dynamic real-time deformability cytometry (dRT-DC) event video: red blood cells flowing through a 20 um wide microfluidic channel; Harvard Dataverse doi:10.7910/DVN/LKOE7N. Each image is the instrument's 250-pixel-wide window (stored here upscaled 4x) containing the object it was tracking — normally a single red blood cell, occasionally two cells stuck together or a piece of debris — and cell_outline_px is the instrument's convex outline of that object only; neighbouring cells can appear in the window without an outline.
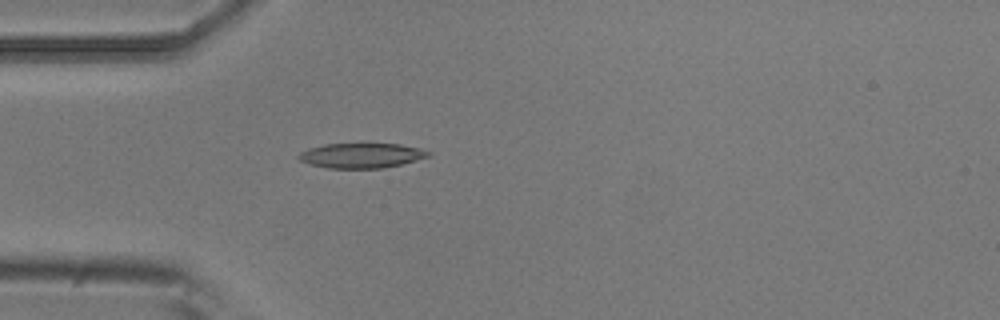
{"species": "common noctule bat (a hibernating species)", "species_latin": "Nyctalus noctula", "temperature_condition": "room temperature", "stored_images_in_passage": 2, "camera_frame_rate_fps": 3000, "um_per_image_px": 0.085, "animal": {"sex": "male", "body_mass_g": 20.5, "forearm_length_mm": 52.5}, "frame": {"image": 1, "passage_image": 2, "time_ms": 0.333, "image_size_px": [1000, 320], "cell_outline_px": [[432, 156], [384, 168], [328, 168], [312, 164], [300, 160], [296, 156], [300, 152], [308, 148], [324, 144], [400, 144], [420, 148], [432, 152]], "centroid_in_image_um": [30.75, 13.21], "position_along_channel_um": 54.3, "area_um2": 18.79}}